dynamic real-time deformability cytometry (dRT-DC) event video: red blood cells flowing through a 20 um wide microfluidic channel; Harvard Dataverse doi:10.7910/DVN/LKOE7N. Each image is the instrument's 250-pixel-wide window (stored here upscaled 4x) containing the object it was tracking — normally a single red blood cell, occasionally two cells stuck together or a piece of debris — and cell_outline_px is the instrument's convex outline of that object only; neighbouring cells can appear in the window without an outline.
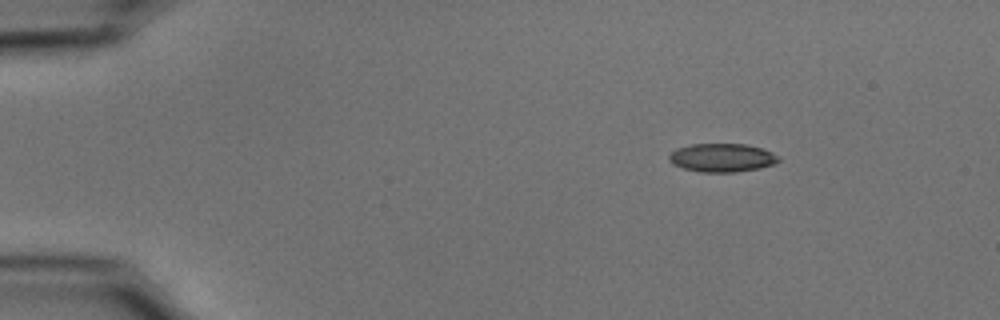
{"species": "common noctule bat (a hibernating species)", "species_latin": "Nyctalus noctula", "temperature_condition": "cold", "stored_images_in_passage": 48, "camera_frame_rate_fps": 3000, "um_per_image_px": 0.085, "animal": {"sex": "male", "body_mass_g": 15.6}, "frame": {"image": 1, "passage_image": 1, "time_ms": 0.0, "image_size_px": [1000, 320], "cell_outline_px": [[780, 160], [776, 164], [760, 168], [736, 172], [700, 172], [684, 168], [672, 164], [668, 160], [668, 156], [676, 148], [692, 144], [744, 144], [760, 148], [772, 152], [780, 156]], "centroid_in_image_um": [61.38, 13.41], "position_along_channel_um": 23.6, "area_um2": 18.26}}
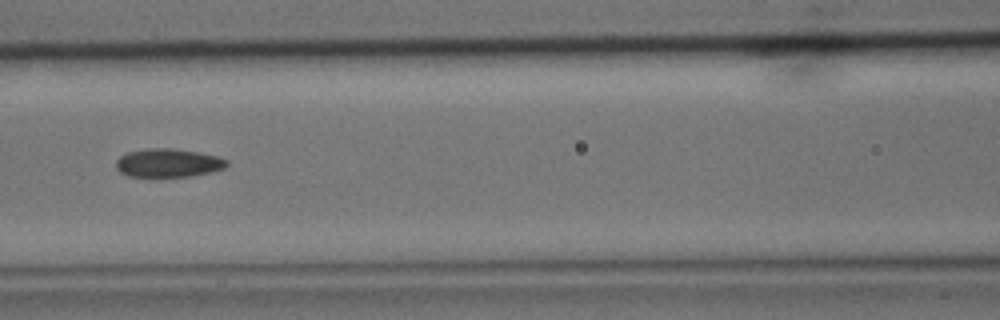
{"frame": {"image": 2, "passage_image": 18, "time_ms": 5.667, "image_size_px": [1000, 320], "cell_outline_px": [[228, 164], [224, 168], [208, 172], [188, 176], [128, 176], [120, 172], [116, 168], [116, 160], [120, 156], [128, 152], [148, 148], [172, 148], [196, 152], [216, 156], [228, 160]], "centroid_in_image_um": [14.26, 13.84], "position_along_channel_um": 152.3, "area_um2": 18.09}}
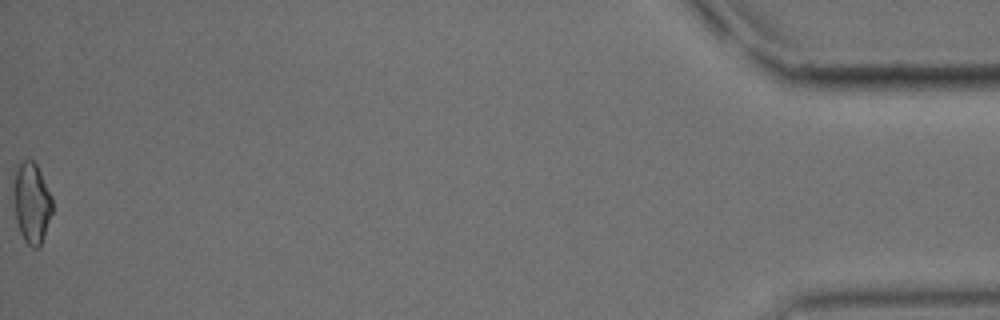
{"frame": {"image": 3, "passage_image": 48, "time_ms": 15.667, "image_size_px": [1000, 320], "cell_outline_px": [[52, 212], [40, 248], [32, 248], [24, 240], [20, 232], [16, 220], [12, 192], [12, 172], [16, 164], [24, 160], [32, 160], [36, 164], [52, 196]], "centroid_in_image_um": [2.65, 17.2], "position_along_channel_um": 432.6, "area_um2": 18.73}, "authors_computed_cell_mechanics": {"area_um2": 18.2359, "velocity_mm_per_s": 3.7192, "shape_relaxation_time_tau1_ms": 8.6303, "shape_relaxation_time_tau2_ms": 3.4604, "deformation_change_tau1": 0.1774, "deformation_change_tau2": 0.1016}}